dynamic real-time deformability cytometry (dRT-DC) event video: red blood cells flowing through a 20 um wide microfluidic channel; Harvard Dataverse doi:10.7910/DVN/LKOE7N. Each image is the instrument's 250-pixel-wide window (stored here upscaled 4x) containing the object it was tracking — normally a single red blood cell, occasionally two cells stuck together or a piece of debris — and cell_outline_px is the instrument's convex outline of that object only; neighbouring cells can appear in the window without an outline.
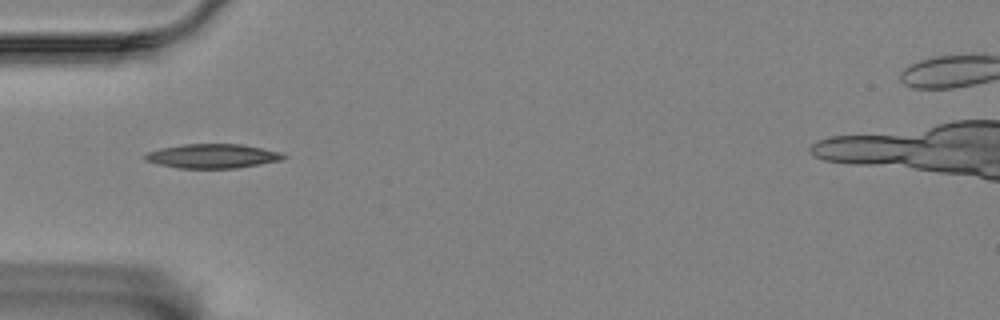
{"species": "Egyptian fruit bat (a non-hibernating species)", "species_latin": "Rousettus aegyptiacus", "temperature_condition": "room temperature", "stored_images_in_passage": 23, "camera_frame_rate_fps": 3000, "um_per_image_px": 0.085, "animal": {"sex": "female"}, "frame": {"image": 1, "passage_image": 1, "time_ms": 0.0, "image_size_px": [1000, 320], "cell_outline_px": [[288, 156], [284, 160], [236, 168], [176, 168], [156, 164], [144, 160], [144, 156], [148, 152], [160, 148], [184, 144], [244, 144], [284, 152]], "centroid_in_image_um": [18.12, 13.26], "position_along_channel_um": 66.9, "area_um2": 19.88}}
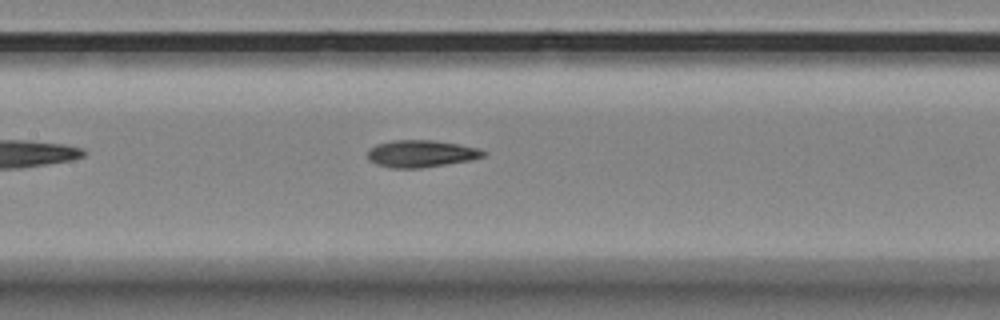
{"frame": {"image": 2, "passage_image": 10, "time_ms": 3.0, "image_size_px": [1000, 320], "cell_outline_px": [[488, 152], [484, 156], [472, 160], [420, 168], [392, 168], [376, 164], [368, 160], [368, 148], [376, 144], [392, 140], [432, 140], [456, 144], [476, 148]], "centroid_in_image_um": [35.75, 13.06], "position_along_channel_um": 171.6, "area_um2": 18.26}}
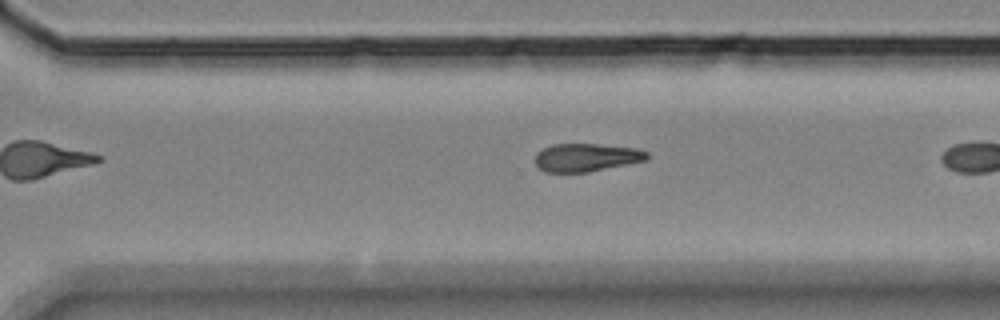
{"frame": {"image": 3, "passage_image": 20, "time_ms": 6.333, "image_size_px": [1000, 320], "cell_outline_px": [[648, 156], [644, 160], [628, 164], [588, 172], [544, 172], [536, 164], [536, 152], [552, 144], [596, 144], [636, 148], [648, 152]], "centroid_in_image_um": [49.81, 13.38], "position_along_channel_um": 320.8, "area_um2": 18.15}}